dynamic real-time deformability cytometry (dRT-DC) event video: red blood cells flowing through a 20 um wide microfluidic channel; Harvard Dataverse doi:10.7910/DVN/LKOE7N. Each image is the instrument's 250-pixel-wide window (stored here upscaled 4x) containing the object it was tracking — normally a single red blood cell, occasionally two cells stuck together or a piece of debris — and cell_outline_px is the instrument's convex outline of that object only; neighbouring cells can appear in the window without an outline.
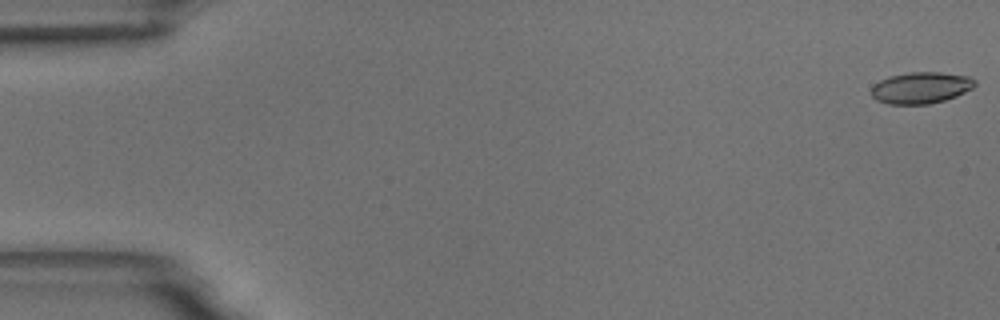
{"species": "common noctule bat (a hibernating species)", "species_latin": "Nyctalus noctula", "temperature_condition": "room temperature", "stored_images_in_passage": 9, "camera_frame_rate_fps": 3000, "um_per_image_px": 0.085, "animal": {"sex": "male", "body_mass_g": 18.8}, "frame": {"image": 1, "passage_image": 1, "time_ms": 0.0, "image_size_px": [1000, 320], "cell_outline_px": [[976, 84], [972, 88], [956, 96], [944, 100], [928, 104], [888, 104], [876, 100], [872, 96], [872, 88], [880, 80], [888, 76], [908, 72], [940, 72], [968, 76], [976, 80]], "centroid_in_image_um": [78.28, 7.45], "position_along_channel_um": 6.7, "area_um2": 18.96}}